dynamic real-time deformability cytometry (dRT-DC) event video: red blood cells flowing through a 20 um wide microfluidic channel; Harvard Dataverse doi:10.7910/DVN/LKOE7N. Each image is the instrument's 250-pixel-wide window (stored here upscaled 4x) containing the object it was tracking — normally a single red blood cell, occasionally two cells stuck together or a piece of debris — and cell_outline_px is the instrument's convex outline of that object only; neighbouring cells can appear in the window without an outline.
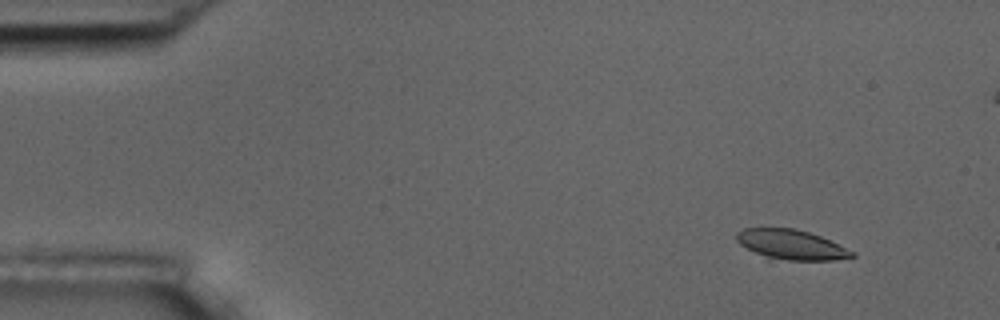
{"species": "common noctule bat (a hibernating species)", "species_latin": "Nyctalus noctula", "temperature_condition": "room temperature", "stored_images_in_passage": 5, "camera_frame_rate_fps": 3000, "um_per_image_px": 0.085, "animal": {"sex": "male", "body_mass_g": 17.5, "forearm_length_mm": 52.3}, "frame": {"image": 1, "passage_image": 1, "time_ms": 0.0, "image_size_px": [1000, 320], "cell_outline_px": [[856, 256], [832, 260], [764, 260], [740, 244], [736, 240], [736, 232], [744, 228], [792, 228], [808, 232], [820, 236], [856, 252]], "centroid_in_image_um": [67.19, 20.82], "position_along_channel_um": 17.8, "area_um2": 20.46}}